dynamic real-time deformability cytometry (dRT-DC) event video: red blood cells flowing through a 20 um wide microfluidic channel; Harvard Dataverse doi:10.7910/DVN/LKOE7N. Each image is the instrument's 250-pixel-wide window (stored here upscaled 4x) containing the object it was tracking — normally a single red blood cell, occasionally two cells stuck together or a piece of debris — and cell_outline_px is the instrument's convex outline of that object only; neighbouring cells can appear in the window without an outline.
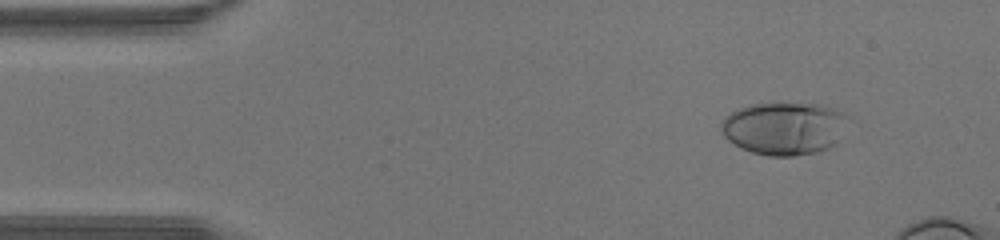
{"species": "human", "species_latin": "Homo sapiens", "temperature_condition": "warm", "stored_images_in_passage": 10, "camera_frame_rate_fps": 3000, "um_per_image_px": 0.085, "donor": {"sex": "male"}, "frame": {"image": 1, "passage_image": 1, "time_ms": 0.0, "image_size_px": [1000, 240], "cell_outline_px": [[848, 116], [836, 140], [828, 148], [816, 152], [792, 156], [768, 156], [752, 152], [740, 148], [728, 140], [720, 132], [720, 124], [724, 116], [740, 108], [752, 104], [820, 104], [844, 112]], "centroid_in_image_um": [66.58, 10.91], "position_along_channel_um": 18.4, "area_um2": 38.61}}